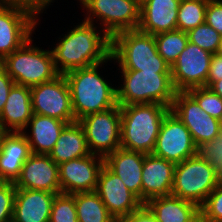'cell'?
I'll return each instance as SVG.
<instances>
[{"label":"cell","mask_w":222,"mask_h":222,"mask_svg":"<svg viewBox=\"0 0 222 222\" xmlns=\"http://www.w3.org/2000/svg\"><path fill=\"white\" fill-rule=\"evenodd\" d=\"M32 151L22 132H6L0 145V181L15 182Z\"/></svg>","instance_id":"obj_20"},{"label":"cell","mask_w":222,"mask_h":222,"mask_svg":"<svg viewBox=\"0 0 222 222\" xmlns=\"http://www.w3.org/2000/svg\"><path fill=\"white\" fill-rule=\"evenodd\" d=\"M217 54L222 56V40H221L220 47H219V50H218Z\"/></svg>","instance_id":"obj_44"},{"label":"cell","mask_w":222,"mask_h":222,"mask_svg":"<svg viewBox=\"0 0 222 222\" xmlns=\"http://www.w3.org/2000/svg\"><path fill=\"white\" fill-rule=\"evenodd\" d=\"M6 133V131L3 129V127L1 126L0 124V145H1V140H2V137L3 135Z\"/></svg>","instance_id":"obj_42"},{"label":"cell","mask_w":222,"mask_h":222,"mask_svg":"<svg viewBox=\"0 0 222 222\" xmlns=\"http://www.w3.org/2000/svg\"><path fill=\"white\" fill-rule=\"evenodd\" d=\"M121 222H157L155 215L143 204L138 210L132 212Z\"/></svg>","instance_id":"obj_39"},{"label":"cell","mask_w":222,"mask_h":222,"mask_svg":"<svg viewBox=\"0 0 222 222\" xmlns=\"http://www.w3.org/2000/svg\"><path fill=\"white\" fill-rule=\"evenodd\" d=\"M56 193L16 188L12 222H49Z\"/></svg>","instance_id":"obj_19"},{"label":"cell","mask_w":222,"mask_h":222,"mask_svg":"<svg viewBox=\"0 0 222 222\" xmlns=\"http://www.w3.org/2000/svg\"><path fill=\"white\" fill-rule=\"evenodd\" d=\"M74 199L78 222H117L95 191L75 193Z\"/></svg>","instance_id":"obj_27"},{"label":"cell","mask_w":222,"mask_h":222,"mask_svg":"<svg viewBox=\"0 0 222 222\" xmlns=\"http://www.w3.org/2000/svg\"><path fill=\"white\" fill-rule=\"evenodd\" d=\"M146 154L118 148L104 158V164L142 201V170Z\"/></svg>","instance_id":"obj_22"},{"label":"cell","mask_w":222,"mask_h":222,"mask_svg":"<svg viewBox=\"0 0 222 222\" xmlns=\"http://www.w3.org/2000/svg\"><path fill=\"white\" fill-rule=\"evenodd\" d=\"M187 35L190 43L198 45L201 49L207 50L212 54L218 52L222 35L206 22L189 30Z\"/></svg>","instance_id":"obj_30"},{"label":"cell","mask_w":222,"mask_h":222,"mask_svg":"<svg viewBox=\"0 0 222 222\" xmlns=\"http://www.w3.org/2000/svg\"><path fill=\"white\" fill-rule=\"evenodd\" d=\"M87 146L86 135L82 125L78 122L67 124L53 150L50 152V158L57 164L81 158L90 155Z\"/></svg>","instance_id":"obj_26"},{"label":"cell","mask_w":222,"mask_h":222,"mask_svg":"<svg viewBox=\"0 0 222 222\" xmlns=\"http://www.w3.org/2000/svg\"><path fill=\"white\" fill-rule=\"evenodd\" d=\"M32 116L31 87L15 84L0 113L1 126L6 132H22Z\"/></svg>","instance_id":"obj_23"},{"label":"cell","mask_w":222,"mask_h":222,"mask_svg":"<svg viewBox=\"0 0 222 222\" xmlns=\"http://www.w3.org/2000/svg\"><path fill=\"white\" fill-rule=\"evenodd\" d=\"M205 22L222 35V0H209Z\"/></svg>","instance_id":"obj_36"},{"label":"cell","mask_w":222,"mask_h":222,"mask_svg":"<svg viewBox=\"0 0 222 222\" xmlns=\"http://www.w3.org/2000/svg\"><path fill=\"white\" fill-rule=\"evenodd\" d=\"M5 1L25 7L31 10L37 17L40 16L42 17L43 12L45 14L46 10L48 11V8L50 9V7L54 4V2H57L58 0L57 1L56 0H5Z\"/></svg>","instance_id":"obj_37"},{"label":"cell","mask_w":222,"mask_h":222,"mask_svg":"<svg viewBox=\"0 0 222 222\" xmlns=\"http://www.w3.org/2000/svg\"><path fill=\"white\" fill-rule=\"evenodd\" d=\"M15 193L14 182H0V222H12Z\"/></svg>","instance_id":"obj_35"},{"label":"cell","mask_w":222,"mask_h":222,"mask_svg":"<svg viewBox=\"0 0 222 222\" xmlns=\"http://www.w3.org/2000/svg\"><path fill=\"white\" fill-rule=\"evenodd\" d=\"M41 17L31 10L0 0V60L19 49L36 34ZM38 25V26H37Z\"/></svg>","instance_id":"obj_9"},{"label":"cell","mask_w":222,"mask_h":222,"mask_svg":"<svg viewBox=\"0 0 222 222\" xmlns=\"http://www.w3.org/2000/svg\"><path fill=\"white\" fill-rule=\"evenodd\" d=\"M16 188L44 190L51 193H61L58 165L49 154H35L25 161L17 180Z\"/></svg>","instance_id":"obj_17"},{"label":"cell","mask_w":222,"mask_h":222,"mask_svg":"<svg viewBox=\"0 0 222 222\" xmlns=\"http://www.w3.org/2000/svg\"><path fill=\"white\" fill-rule=\"evenodd\" d=\"M154 39L158 53L170 67L189 42L187 32L180 30L158 33L154 35Z\"/></svg>","instance_id":"obj_28"},{"label":"cell","mask_w":222,"mask_h":222,"mask_svg":"<svg viewBox=\"0 0 222 222\" xmlns=\"http://www.w3.org/2000/svg\"><path fill=\"white\" fill-rule=\"evenodd\" d=\"M196 154L211 165L216 177L222 181V132L212 141L198 145Z\"/></svg>","instance_id":"obj_33"},{"label":"cell","mask_w":222,"mask_h":222,"mask_svg":"<svg viewBox=\"0 0 222 222\" xmlns=\"http://www.w3.org/2000/svg\"><path fill=\"white\" fill-rule=\"evenodd\" d=\"M222 79V56L215 53L212 55L206 87L212 82Z\"/></svg>","instance_id":"obj_40"},{"label":"cell","mask_w":222,"mask_h":222,"mask_svg":"<svg viewBox=\"0 0 222 222\" xmlns=\"http://www.w3.org/2000/svg\"><path fill=\"white\" fill-rule=\"evenodd\" d=\"M67 31L50 48L59 74L99 64L111 56V38L97 25L82 20Z\"/></svg>","instance_id":"obj_1"},{"label":"cell","mask_w":222,"mask_h":222,"mask_svg":"<svg viewBox=\"0 0 222 222\" xmlns=\"http://www.w3.org/2000/svg\"><path fill=\"white\" fill-rule=\"evenodd\" d=\"M209 0H180L177 15V30L188 32L205 23Z\"/></svg>","instance_id":"obj_29"},{"label":"cell","mask_w":222,"mask_h":222,"mask_svg":"<svg viewBox=\"0 0 222 222\" xmlns=\"http://www.w3.org/2000/svg\"><path fill=\"white\" fill-rule=\"evenodd\" d=\"M15 85L13 79L7 74V72L0 66V113L3 110L7 97L11 88Z\"/></svg>","instance_id":"obj_38"},{"label":"cell","mask_w":222,"mask_h":222,"mask_svg":"<svg viewBox=\"0 0 222 222\" xmlns=\"http://www.w3.org/2000/svg\"><path fill=\"white\" fill-rule=\"evenodd\" d=\"M95 192L117 222H121L143 205L142 201L105 164L99 172Z\"/></svg>","instance_id":"obj_15"},{"label":"cell","mask_w":222,"mask_h":222,"mask_svg":"<svg viewBox=\"0 0 222 222\" xmlns=\"http://www.w3.org/2000/svg\"><path fill=\"white\" fill-rule=\"evenodd\" d=\"M31 102L33 114L48 116L68 124L76 121L69 85L63 74L31 87Z\"/></svg>","instance_id":"obj_11"},{"label":"cell","mask_w":222,"mask_h":222,"mask_svg":"<svg viewBox=\"0 0 222 222\" xmlns=\"http://www.w3.org/2000/svg\"><path fill=\"white\" fill-rule=\"evenodd\" d=\"M86 135L91 154L106 157L121 148L120 105L87 115L78 121Z\"/></svg>","instance_id":"obj_10"},{"label":"cell","mask_w":222,"mask_h":222,"mask_svg":"<svg viewBox=\"0 0 222 222\" xmlns=\"http://www.w3.org/2000/svg\"><path fill=\"white\" fill-rule=\"evenodd\" d=\"M170 110L190 131L196 146L212 141L221 132V121L202 110L187 91L176 92Z\"/></svg>","instance_id":"obj_13"},{"label":"cell","mask_w":222,"mask_h":222,"mask_svg":"<svg viewBox=\"0 0 222 222\" xmlns=\"http://www.w3.org/2000/svg\"><path fill=\"white\" fill-rule=\"evenodd\" d=\"M136 3L141 7L142 5H144L148 0H135Z\"/></svg>","instance_id":"obj_43"},{"label":"cell","mask_w":222,"mask_h":222,"mask_svg":"<svg viewBox=\"0 0 222 222\" xmlns=\"http://www.w3.org/2000/svg\"><path fill=\"white\" fill-rule=\"evenodd\" d=\"M111 56L117 70L171 72V67L157 51L154 35L139 29L114 35L111 38Z\"/></svg>","instance_id":"obj_4"},{"label":"cell","mask_w":222,"mask_h":222,"mask_svg":"<svg viewBox=\"0 0 222 222\" xmlns=\"http://www.w3.org/2000/svg\"><path fill=\"white\" fill-rule=\"evenodd\" d=\"M145 205L157 222H201L200 208L173 194L150 199Z\"/></svg>","instance_id":"obj_25"},{"label":"cell","mask_w":222,"mask_h":222,"mask_svg":"<svg viewBox=\"0 0 222 222\" xmlns=\"http://www.w3.org/2000/svg\"><path fill=\"white\" fill-rule=\"evenodd\" d=\"M201 222H222V181L200 207Z\"/></svg>","instance_id":"obj_34"},{"label":"cell","mask_w":222,"mask_h":222,"mask_svg":"<svg viewBox=\"0 0 222 222\" xmlns=\"http://www.w3.org/2000/svg\"><path fill=\"white\" fill-rule=\"evenodd\" d=\"M104 157L90 154L58 165L61 193L94 192Z\"/></svg>","instance_id":"obj_16"},{"label":"cell","mask_w":222,"mask_h":222,"mask_svg":"<svg viewBox=\"0 0 222 222\" xmlns=\"http://www.w3.org/2000/svg\"><path fill=\"white\" fill-rule=\"evenodd\" d=\"M108 62L114 63L112 56L99 64L74 69L64 74L69 85L76 121L87 115L118 106L116 85L109 81L107 75H103V70L100 71L102 66H107Z\"/></svg>","instance_id":"obj_2"},{"label":"cell","mask_w":222,"mask_h":222,"mask_svg":"<svg viewBox=\"0 0 222 222\" xmlns=\"http://www.w3.org/2000/svg\"><path fill=\"white\" fill-rule=\"evenodd\" d=\"M208 88H210L215 94H218L222 98V79L212 82Z\"/></svg>","instance_id":"obj_41"},{"label":"cell","mask_w":222,"mask_h":222,"mask_svg":"<svg viewBox=\"0 0 222 222\" xmlns=\"http://www.w3.org/2000/svg\"><path fill=\"white\" fill-rule=\"evenodd\" d=\"M196 153L197 146L190 131L170 110L161 123L152 154L179 164Z\"/></svg>","instance_id":"obj_12"},{"label":"cell","mask_w":222,"mask_h":222,"mask_svg":"<svg viewBox=\"0 0 222 222\" xmlns=\"http://www.w3.org/2000/svg\"><path fill=\"white\" fill-rule=\"evenodd\" d=\"M31 36L19 49L1 61V67L13 79L15 84L33 87L53 80L59 73L54 65L50 50L33 43Z\"/></svg>","instance_id":"obj_6"},{"label":"cell","mask_w":222,"mask_h":222,"mask_svg":"<svg viewBox=\"0 0 222 222\" xmlns=\"http://www.w3.org/2000/svg\"><path fill=\"white\" fill-rule=\"evenodd\" d=\"M49 222H78L74 194L55 195Z\"/></svg>","instance_id":"obj_32"},{"label":"cell","mask_w":222,"mask_h":222,"mask_svg":"<svg viewBox=\"0 0 222 222\" xmlns=\"http://www.w3.org/2000/svg\"><path fill=\"white\" fill-rule=\"evenodd\" d=\"M121 148L151 154L170 108L158 103L120 105Z\"/></svg>","instance_id":"obj_3"},{"label":"cell","mask_w":222,"mask_h":222,"mask_svg":"<svg viewBox=\"0 0 222 222\" xmlns=\"http://www.w3.org/2000/svg\"><path fill=\"white\" fill-rule=\"evenodd\" d=\"M175 164L154 154L144 156L142 170V203L150 199L170 195Z\"/></svg>","instance_id":"obj_18"},{"label":"cell","mask_w":222,"mask_h":222,"mask_svg":"<svg viewBox=\"0 0 222 222\" xmlns=\"http://www.w3.org/2000/svg\"><path fill=\"white\" fill-rule=\"evenodd\" d=\"M118 105L158 103L171 108L176 90L171 72L119 70ZM122 83V84H119Z\"/></svg>","instance_id":"obj_5"},{"label":"cell","mask_w":222,"mask_h":222,"mask_svg":"<svg viewBox=\"0 0 222 222\" xmlns=\"http://www.w3.org/2000/svg\"><path fill=\"white\" fill-rule=\"evenodd\" d=\"M76 1L84 13L82 20L97 25L110 38L119 32L138 28L140 6L135 0Z\"/></svg>","instance_id":"obj_7"},{"label":"cell","mask_w":222,"mask_h":222,"mask_svg":"<svg viewBox=\"0 0 222 222\" xmlns=\"http://www.w3.org/2000/svg\"><path fill=\"white\" fill-rule=\"evenodd\" d=\"M187 92L197 101L202 110L221 121L222 98L218 94L206 86L191 88Z\"/></svg>","instance_id":"obj_31"},{"label":"cell","mask_w":222,"mask_h":222,"mask_svg":"<svg viewBox=\"0 0 222 222\" xmlns=\"http://www.w3.org/2000/svg\"><path fill=\"white\" fill-rule=\"evenodd\" d=\"M212 55L198 45L188 42L171 66L175 90L187 91L191 88L206 86Z\"/></svg>","instance_id":"obj_14"},{"label":"cell","mask_w":222,"mask_h":222,"mask_svg":"<svg viewBox=\"0 0 222 222\" xmlns=\"http://www.w3.org/2000/svg\"><path fill=\"white\" fill-rule=\"evenodd\" d=\"M179 5L180 0H148L140 7L137 29L151 35L177 30Z\"/></svg>","instance_id":"obj_21"},{"label":"cell","mask_w":222,"mask_h":222,"mask_svg":"<svg viewBox=\"0 0 222 222\" xmlns=\"http://www.w3.org/2000/svg\"><path fill=\"white\" fill-rule=\"evenodd\" d=\"M67 124L62 120L33 114L22 133L26 136L32 153L50 154Z\"/></svg>","instance_id":"obj_24"},{"label":"cell","mask_w":222,"mask_h":222,"mask_svg":"<svg viewBox=\"0 0 222 222\" xmlns=\"http://www.w3.org/2000/svg\"><path fill=\"white\" fill-rule=\"evenodd\" d=\"M219 181L211 165L196 154L175 164L171 194L200 208Z\"/></svg>","instance_id":"obj_8"}]
</instances>
